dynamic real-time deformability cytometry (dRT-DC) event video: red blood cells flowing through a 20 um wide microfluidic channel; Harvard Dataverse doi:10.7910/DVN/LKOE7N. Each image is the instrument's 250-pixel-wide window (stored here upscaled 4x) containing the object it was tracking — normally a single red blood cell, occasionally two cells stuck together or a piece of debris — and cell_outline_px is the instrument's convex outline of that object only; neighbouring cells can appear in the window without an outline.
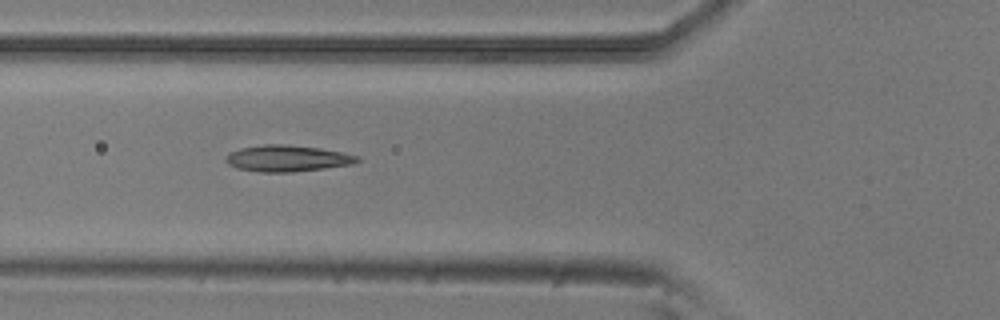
{"species": "common noctule bat (a hibernating species)", "species_latin": "Nyctalus noctula", "temperature_condition": "room temperature", "stored_images_in_passage": 37, "camera_frame_rate_fps": 3000, "um_per_image_px": 0.085, "animal": {"sex": "male", "body_mass_g": 20.5, "forearm_length_mm": 52.5}, "frame": {"image": 1, "passage_image": 5, "time_ms": 1.333, "image_size_px": [1000, 320], "cell_outline_px": [[360, 160], [352, 164], [324, 168], [292, 172], [260, 172], [236, 168], [228, 164], [224, 160], [232, 152], [240, 148], [264, 144], [284, 144], [320, 148], [360, 156]], "centroid_in_image_um": [24.42, 13.46], "position_along_channel_um": 101.4, "area_um2": 20.06}}
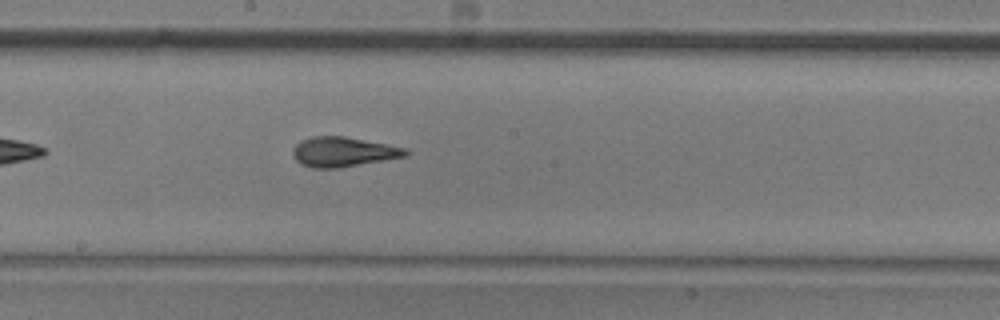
{"frame": {"image": 2, "passage_image": 14, "time_ms": 4.333, "image_size_px": [1000, 320], "cell_outline_px": [[408, 156], [340, 168], [312, 168], [300, 164], [292, 156], [292, 148], [300, 140], [312, 136], [344, 136], [408, 148]], "centroid_in_image_um": [29.15, 12.91], "position_along_channel_um": 219.0, "area_um2": 19.83}}
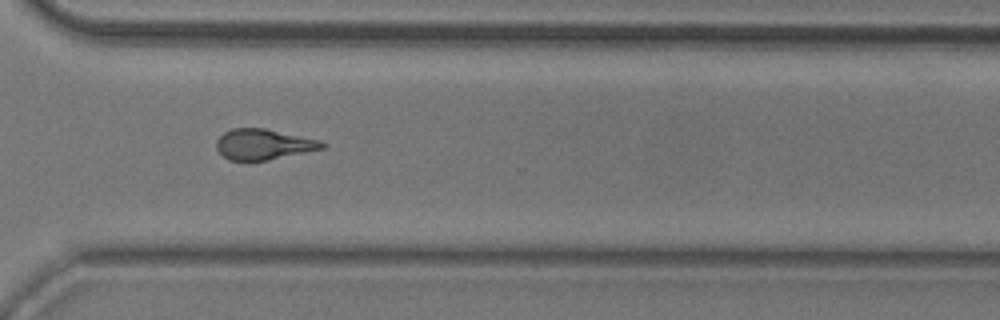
{"frame": {"image": 3, "passage_image": 24, "time_ms": 7.667, "image_size_px": [1000, 320], "cell_outline_px": [[328, 144], [324, 148], [268, 160], [228, 160], [216, 148], [216, 140], [224, 132], [232, 128], [264, 128], [316, 140]], "centroid_in_image_um": [22.35, 12.27], "position_along_channel_um": 348.2, "area_um2": 18.5}, "authors_computed_cell_mechanics": {"area_um2": 19.0162, "velocity_mm_per_s": 3.8982, "shape_relaxation_time_tau1_ms": 4.5149, "shape_relaxation_time_tau2_ms": 1.9632, "deformation_change_tau1": 0.181, "deformation_change_tau2": 0.1098}}